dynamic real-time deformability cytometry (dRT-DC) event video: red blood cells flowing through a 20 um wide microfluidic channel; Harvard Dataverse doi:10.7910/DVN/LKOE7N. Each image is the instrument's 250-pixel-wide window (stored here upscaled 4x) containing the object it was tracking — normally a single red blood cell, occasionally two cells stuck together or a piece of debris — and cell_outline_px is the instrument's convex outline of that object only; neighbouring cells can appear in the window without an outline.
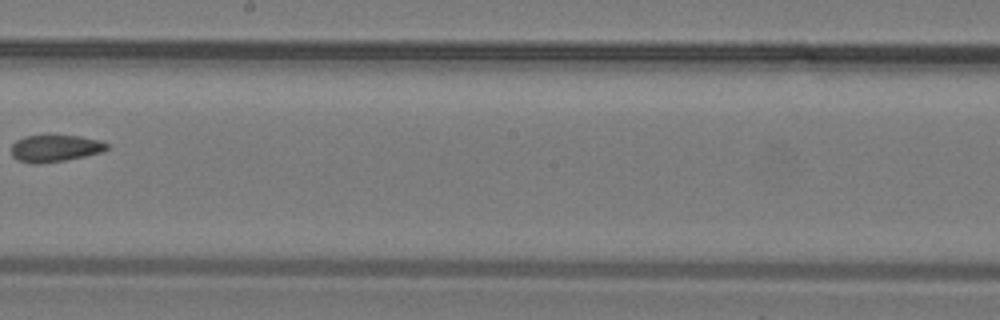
{"species": "common noctule bat (a hibernating species)", "species_latin": "Nyctalus noctula", "temperature_condition": "warm", "stored_images_in_passage": 30, "camera_frame_rate_fps": 3000, "um_per_image_px": 0.085, "animal": {"sex": "male", "body_mass_g": 19.2, "forearm_length_mm": 51.8}, "frame": {"image": 1, "passage_image": 18, "time_ms": 5.667, "image_size_px": [1000, 320], "cell_outline_px": [[108, 148], [100, 152], [84, 156], [64, 160], [36, 164], [32, 164], [16, 160], [12, 156], [12, 144], [16, 140], [24, 136], [80, 136], [100, 140], [108, 144]], "centroid_in_image_um": [4.64, 12.61], "position_along_channel_um": 243.6, "area_um2": 14.85}}